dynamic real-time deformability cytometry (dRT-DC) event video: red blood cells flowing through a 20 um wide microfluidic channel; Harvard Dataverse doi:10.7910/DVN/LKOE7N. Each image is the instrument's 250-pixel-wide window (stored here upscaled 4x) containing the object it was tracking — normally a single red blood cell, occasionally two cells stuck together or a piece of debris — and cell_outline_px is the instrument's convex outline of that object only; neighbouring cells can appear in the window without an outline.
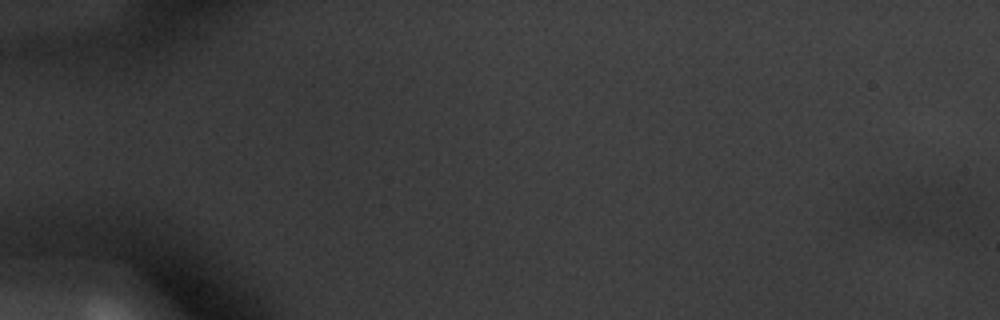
{"species": "common noctule bat (a hibernating species)", "species_latin": "Nyctalus noctula", "temperature_condition": "warm", "stored_images_in_passage": 11, "camera_frame_rate_fps": 3000, "um_per_image_px": 0.085, "animal": {"sex": "male", "body_mass_g": 20.1, "forearm_length_mm": 53.5}, "frame": {"image": 1, "passage_image": 1, "time_ms": 0.0, "image_size_px": [1000, 320], "cell_outline_px": [[936, 228], [920, 232], [880, 228], [872, 220], [880, 212], [892, 204], [924, 188], [932, 208]], "centroid_in_image_um": [77.2, 18.22], "position_along_channel_um": 7.8, "area_um2": 12.43}}